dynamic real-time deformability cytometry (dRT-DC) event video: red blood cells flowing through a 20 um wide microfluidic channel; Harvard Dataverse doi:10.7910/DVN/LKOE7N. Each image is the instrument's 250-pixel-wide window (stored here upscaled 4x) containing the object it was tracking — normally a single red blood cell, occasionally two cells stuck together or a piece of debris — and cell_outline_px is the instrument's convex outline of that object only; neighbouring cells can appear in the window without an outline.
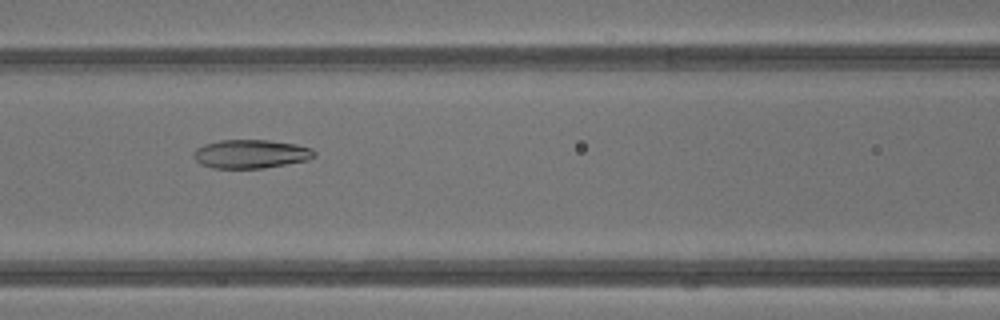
{"species": "common noctule bat (a hibernating species)", "species_latin": "Nyctalus noctula", "temperature_condition": "warm", "stored_images_in_passage": 43, "camera_frame_rate_fps": 3000, "um_per_image_px": 0.085, "animal": {"sex": "male", "body_mass_g": 13.3}, "frame": {"image": 1, "passage_image": 19, "time_ms": 6.0, "image_size_px": [1000, 320], "cell_outline_px": [[316, 156], [308, 160], [264, 168], [212, 168], [200, 164], [192, 156], [192, 152], [196, 148], [204, 144], [220, 140], [268, 140], [296, 144], [312, 148], [316, 152]], "centroid_in_image_um": [21.31, 13.08], "position_along_channel_um": 145.3, "area_um2": 20.35}}
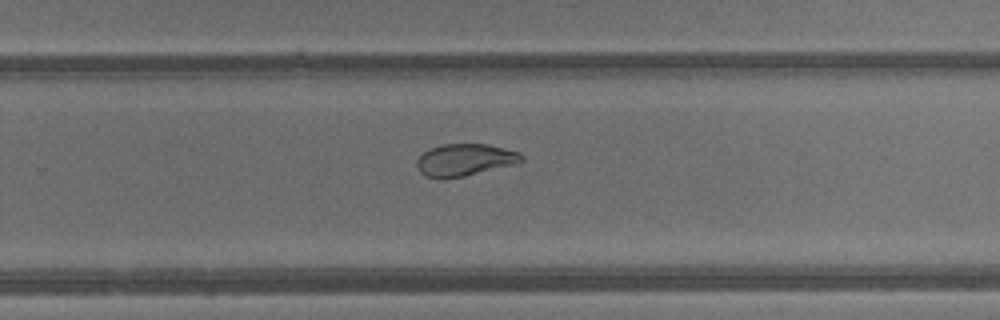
{"frame": {"image": 2, "passage_image": 28, "time_ms": 9.0, "image_size_px": [1000, 320], "cell_outline_px": [[524, 160], [520, 164], [464, 176], [444, 180], [440, 180], [424, 176], [420, 172], [416, 164], [416, 160], [424, 152], [432, 148], [444, 144], [488, 144], [520, 152], [524, 156]], "centroid_in_image_um": [39.55, 13.62], "position_along_channel_um": 290.3, "area_um2": 20.06}}
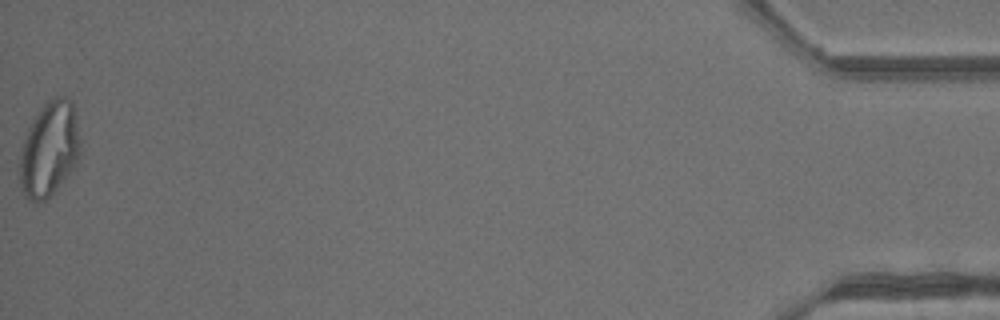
{"frame": {"image": 3, "passage_image": 43, "time_ms": 14.0, "image_size_px": [1000, 320], "cell_outline_px": [[80, 156], [76, 164], [56, 188], [44, 200], [36, 204], [28, 200], [24, 196], [20, 188], [20, 156], [24, 140], [28, 128], [44, 100], [56, 96], [64, 96], [72, 100], [80, 140]], "centroid_in_image_um": [4.18, 12.65], "position_along_channel_um": 431.0, "area_um2": 33.52}, "authors_computed_cell_mechanics": {"area_um2": 25.8366, "velocity_mm_per_s": 4.8576, "shape_relaxation_time_tau1_ms": 9.9083, "shape_relaxation_time_tau2_ms": null, "deformation_change_tau1": 0.2997, "deformation_change_tau2": null}}